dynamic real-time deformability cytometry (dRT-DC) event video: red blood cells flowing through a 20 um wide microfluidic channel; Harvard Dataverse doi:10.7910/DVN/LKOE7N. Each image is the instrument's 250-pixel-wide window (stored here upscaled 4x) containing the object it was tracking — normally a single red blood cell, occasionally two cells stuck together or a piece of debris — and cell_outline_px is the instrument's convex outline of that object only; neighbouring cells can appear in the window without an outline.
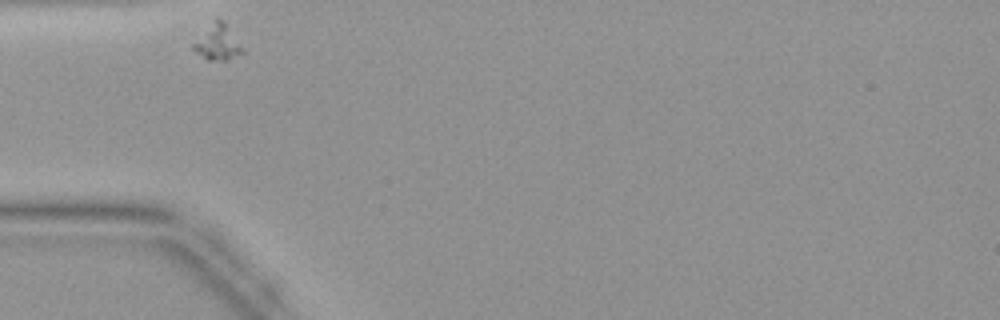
{"species": "common noctule bat (a hibernating species)", "species_latin": "Nyctalus noctula", "temperature_condition": "warm", "stored_images_in_passage": 22, "camera_frame_rate_fps": 3000, "um_per_image_px": 0.085, "animal": {"sex": "female", "body_mass_g": 19.9}, "frame": {"image": 1, "passage_image": 1, "time_ms": 0.0, "image_size_px": [1000, 320], "cell_outline_px": [[244, 52], [228, 60], [208, 60], [196, 52], [192, 48], [192, 44], [216, 16], [224, 20], [244, 48]], "centroid_in_image_um": [18.52, 3.57], "position_along_channel_um": 66.5, "area_um2": 10.29}}
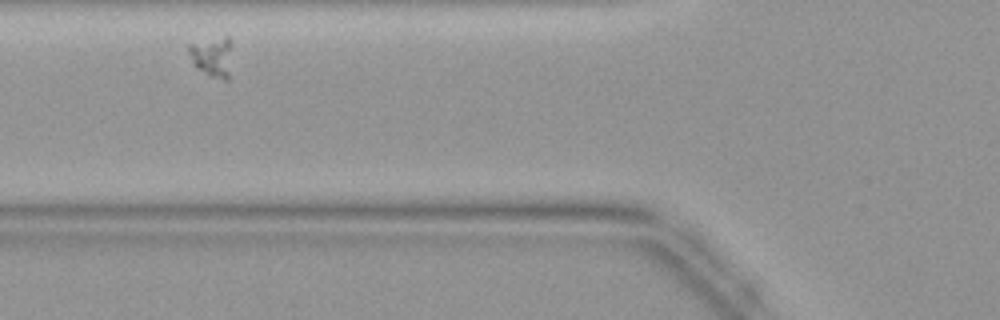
{"frame": {"image": 2, "passage_image": 4, "time_ms": 1.0, "image_size_px": [1000, 320], "cell_outline_px": [[232, 44], [228, 80], [224, 80], [208, 76], [196, 68], [188, 52], [188, 44], [224, 36], [228, 36], [232, 40]], "centroid_in_image_um": [18.06, 4.81], "position_along_channel_um": 107.7, "area_um2": 10.29}}